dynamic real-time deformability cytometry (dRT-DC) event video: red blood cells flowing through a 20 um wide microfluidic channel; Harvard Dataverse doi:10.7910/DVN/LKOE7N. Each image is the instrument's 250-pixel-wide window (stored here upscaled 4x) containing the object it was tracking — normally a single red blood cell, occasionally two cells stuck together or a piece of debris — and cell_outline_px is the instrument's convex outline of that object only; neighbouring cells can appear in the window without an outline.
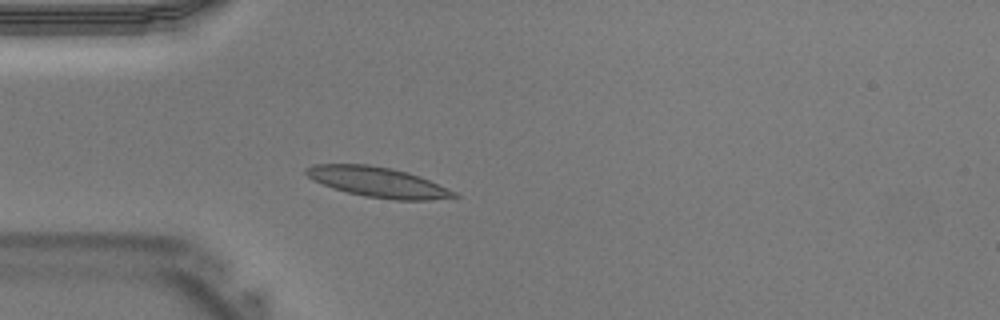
{"species": "Egyptian fruit bat (a non-hibernating species)", "species_latin": "Rousettus aegyptiacus", "temperature_condition": "warm", "stored_images_in_passage": 40, "camera_frame_rate_fps": 3000, "um_per_image_px": 0.085, "animal": {"sex": "male"}, "frame": {"image": 1, "passage_image": 10, "time_ms": 3.0, "image_size_px": [1000, 320], "cell_outline_px": [[460, 196], [428, 200], [396, 200], [364, 196], [332, 188], [312, 180], [304, 172], [304, 168], [312, 164], [368, 164], [408, 172], [420, 176], [456, 192]], "centroid_in_image_um": [32.08, 15.47], "position_along_channel_um": 52.9, "area_um2": 25.89}}
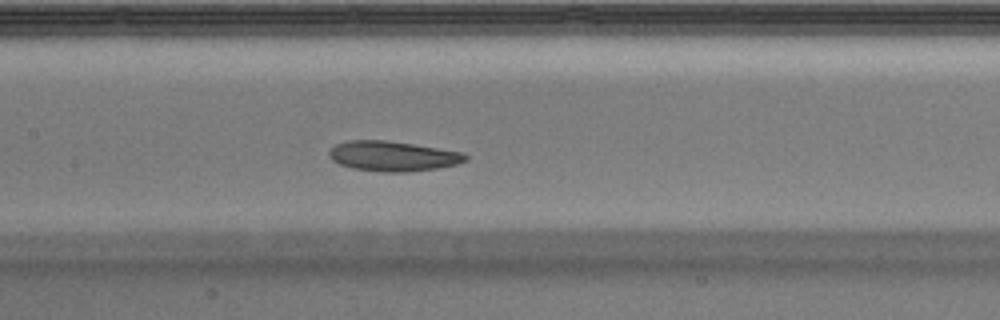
{"frame": {"image": 2, "passage_image": 18, "time_ms": 5.667, "image_size_px": [1000, 320], "cell_outline_px": [[468, 160], [456, 164], [436, 168], [408, 172], [380, 172], [352, 168], [340, 164], [332, 160], [328, 156], [328, 152], [336, 144], [348, 140], [384, 140], [412, 144], [460, 152], [468, 156]], "centroid_in_image_um": [33.34, 13.28], "position_along_channel_um": 174.1, "area_um2": 23.7}}
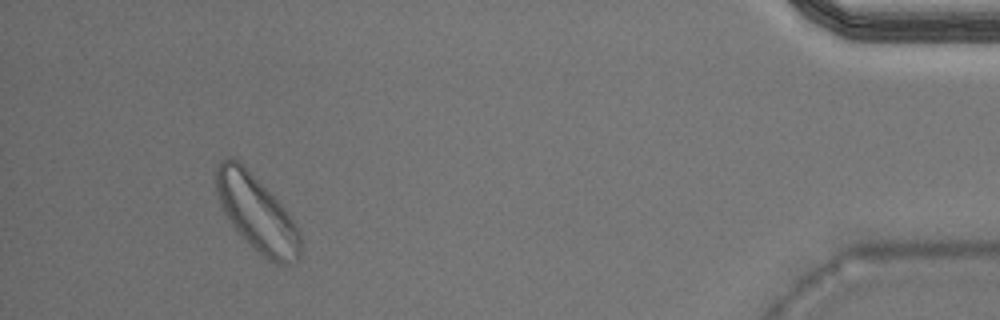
{"frame": {"image": 3, "passage_image": 37, "time_ms": 12.0, "image_size_px": [1000, 320], "cell_outline_px": [[304, 248], [300, 260], [292, 264], [276, 264], [268, 260], [252, 248], [232, 224], [224, 212], [216, 192], [216, 168], [220, 160], [228, 156], [232, 156], [244, 164], [284, 208], [296, 224], [300, 232]], "centroid_in_image_um": [21.87, 18.16], "position_along_channel_um": 413.3, "area_um2": 37.63}}